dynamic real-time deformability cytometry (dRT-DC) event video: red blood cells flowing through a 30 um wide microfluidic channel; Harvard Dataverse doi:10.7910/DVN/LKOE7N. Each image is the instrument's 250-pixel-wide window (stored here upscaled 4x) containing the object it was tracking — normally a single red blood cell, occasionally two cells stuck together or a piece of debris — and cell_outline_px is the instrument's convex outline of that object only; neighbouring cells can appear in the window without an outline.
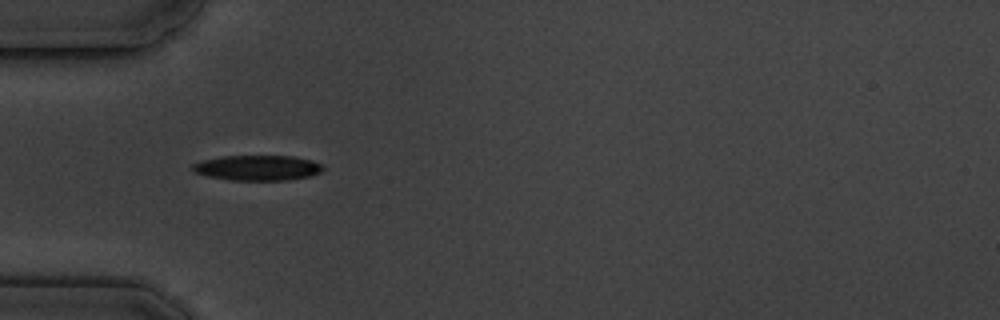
{"species": "common noctule bat (a hibernating species)", "species_latin": "Nyctalus noctula", "temperature_condition": "cold", "stored_images_in_passage": 9, "camera_frame_rate_fps": 3000, "um_per_image_px": 0.085, "animal": {"sex": "male", "body_mass_g": 19.5, "forearm_length_mm": 54.6}, "frame": {"image": 1, "passage_image": 1, "time_ms": 0.0, "image_size_px": [1000, 320], "cell_outline_px": [[324, 168], [320, 172], [308, 176], [288, 180], [228, 180], [208, 176], [192, 172], [192, 164], [204, 160], [224, 156], [296, 156], [312, 160], [324, 164]], "centroid_in_image_um": [21.91, 14.26], "position_along_channel_um": 63.1, "area_um2": 19.25}}
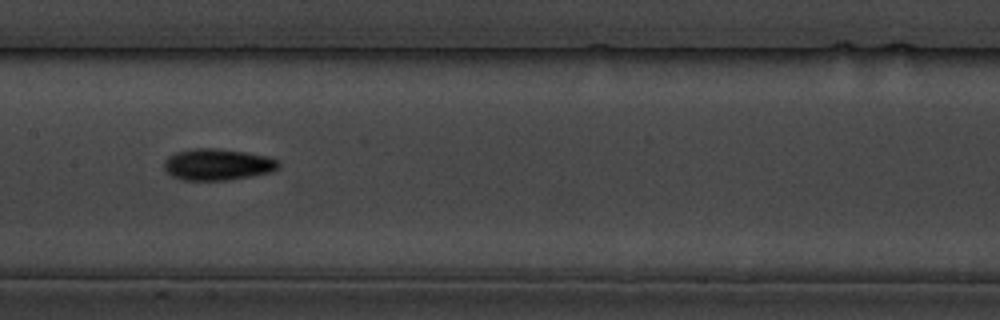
{"frame": {"image": 2, "passage_image": 4, "time_ms": 3.667, "image_size_px": [1000, 320], "cell_outline_px": [[280, 168], [272, 172], [228, 180], [180, 180], [172, 176], [164, 168], [164, 160], [168, 156], [176, 152], [192, 148], [216, 148], [248, 152], [268, 156], [280, 160]], "centroid_in_image_um": [18.52, 13.97], "position_along_channel_um": 188.9, "area_um2": 21.33}}